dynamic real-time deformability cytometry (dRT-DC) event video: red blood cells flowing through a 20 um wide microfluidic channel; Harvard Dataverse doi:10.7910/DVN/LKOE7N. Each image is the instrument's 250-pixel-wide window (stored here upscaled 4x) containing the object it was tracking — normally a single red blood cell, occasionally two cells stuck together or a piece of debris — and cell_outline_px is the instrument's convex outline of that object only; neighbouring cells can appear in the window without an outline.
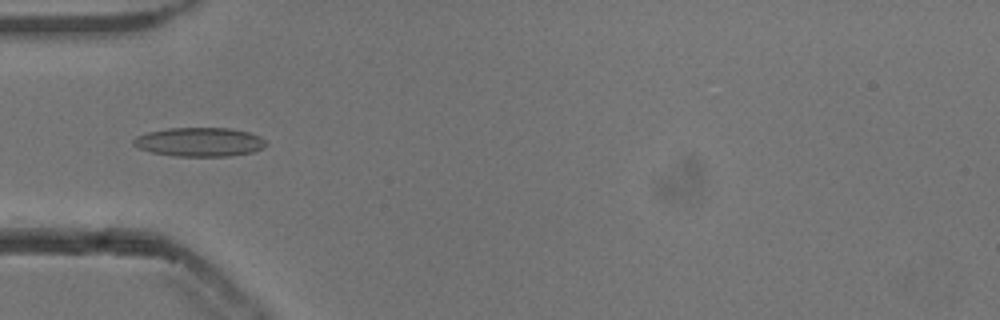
{"species": "common noctule bat (a hibernating species)", "species_latin": "Nyctalus noctula", "temperature_condition": "cold", "stored_images_in_passage": 37, "camera_frame_rate_fps": 3000, "um_per_image_px": 0.085, "animal": {"sex": "male", "body_mass_g": 13.3}, "frame": {"image": 1, "passage_image": 1, "time_ms": 0.0, "image_size_px": [1000, 320], "cell_outline_px": [[268, 144], [264, 148], [252, 152], [228, 156], [176, 156], [152, 152], [140, 148], [132, 144], [132, 140], [136, 136], [148, 132], [168, 128], [228, 128], [248, 132], [260, 136]], "centroid_in_image_um": [16.97, 12.07], "position_along_channel_um": 68.0, "area_um2": 22.31}}
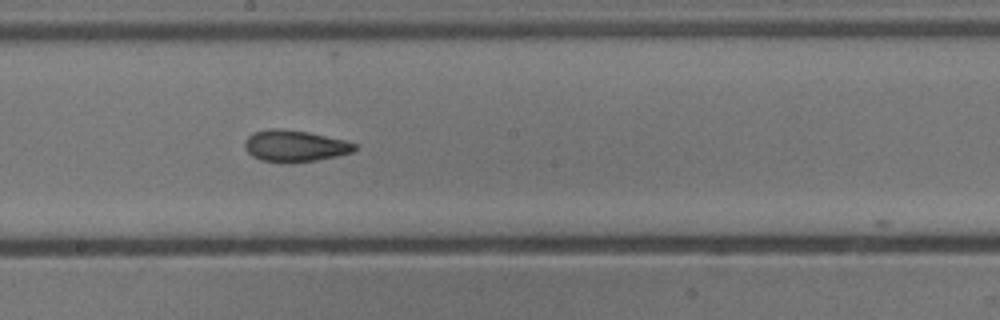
{"frame": {"image": 2, "passage_image": 13, "time_ms": 4.0, "image_size_px": [1000, 320], "cell_outline_px": [[356, 148], [352, 152], [336, 156], [316, 160], [260, 160], [252, 156], [244, 148], [244, 140], [252, 132], [268, 128], [280, 128], [308, 132], [348, 140], [356, 144]], "centroid_in_image_um": [25.05, 12.35], "position_along_channel_um": 223.2, "area_um2": 19.83}}
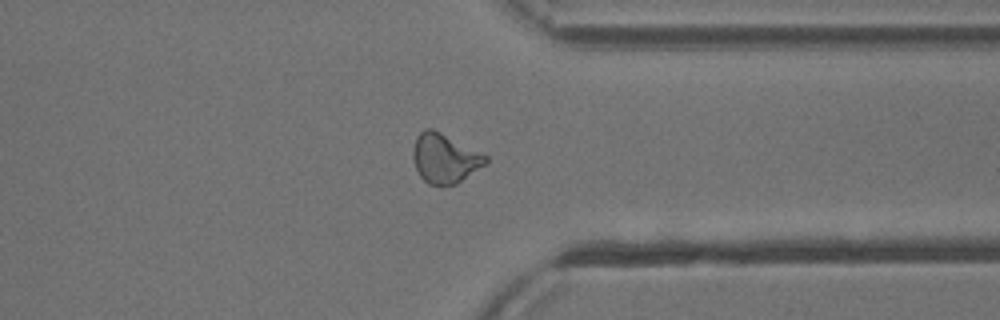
{"frame": {"image": 3, "passage_image": 25, "time_ms": 8.0, "image_size_px": [1000, 320], "cell_outline_px": [[488, 160], [484, 164], [456, 184], [440, 188], [428, 184], [420, 176], [416, 168], [412, 156], [412, 152], [416, 136], [424, 128], [432, 128], [484, 152], [488, 156]], "centroid_in_image_um": [37.8, 13.46], "position_along_channel_um": 373.6, "area_um2": 21.33}, "authors_computed_cell_mechanics": {"area_um2": 20.1722, "velocity_mm_per_s": 3.8477, "shape_relaxation_time_tau1_ms": 11.0894, "shape_relaxation_time_tau2_ms": 2.4415, "deformation_change_tau1": 0.2179, "deformation_change_tau2": 0.0884}}